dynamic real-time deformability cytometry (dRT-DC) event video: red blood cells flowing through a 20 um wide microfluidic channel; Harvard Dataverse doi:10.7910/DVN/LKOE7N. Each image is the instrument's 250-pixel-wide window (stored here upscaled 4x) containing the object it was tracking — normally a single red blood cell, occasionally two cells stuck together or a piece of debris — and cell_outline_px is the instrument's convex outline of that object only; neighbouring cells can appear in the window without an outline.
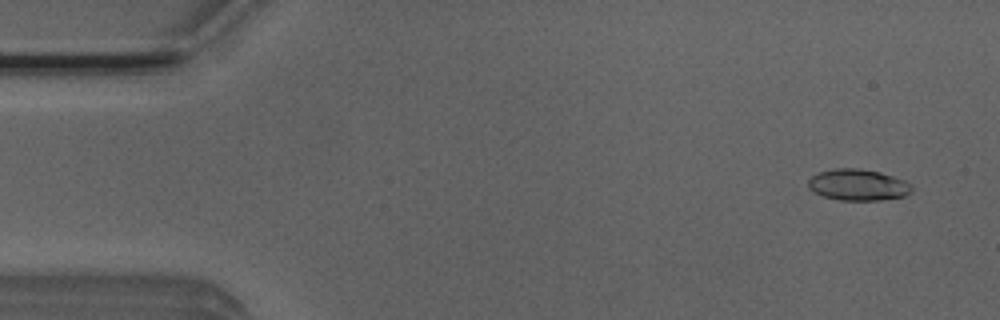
{"species": "Egyptian fruit bat (a non-hibernating species)", "species_latin": "Rousettus aegyptiacus", "temperature_condition": "room temperature", "stored_images_in_passage": 52, "camera_frame_rate_fps": 3000, "um_per_image_px": 0.085, "animal": {"sex": "male"}, "frame": {"image": 1, "passage_image": 3, "time_ms": 0.667, "image_size_px": [1000, 320], "cell_outline_px": [[912, 192], [908, 196], [880, 200], [840, 200], [824, 196], [808, 188], [808, 180], [812, 176], [820, 172], [836, 168], [856, 168], [880, 172], [904, 180], [912, 184]], "centroid_in_image_um": [72.98, 15.72], "position_along_channel_um": 12.0, "area_um2": 18.9}}
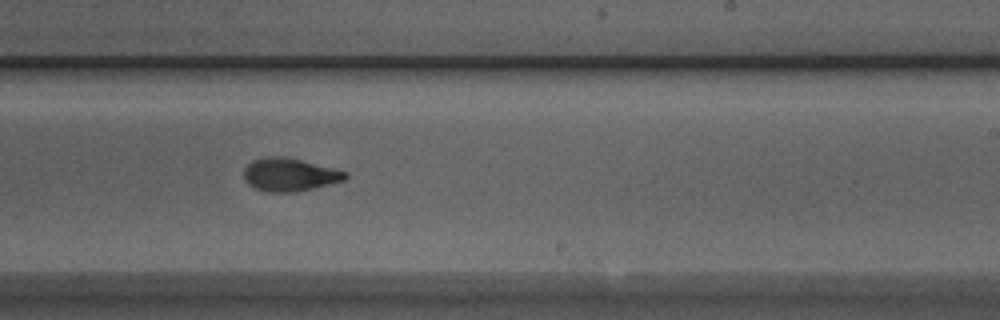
{"frame": {"image": 2, "passage_image": 31, "time_ms": 10.0, "image_size_px": [1000, 320], "cell_outline_px": [[348, 176], [344, 180], [296, 192], [264, 192], [248, 184], [244, 180], [244, 168], [252, 160], [268, 156], [284, 156], [348, 172]], "centroid_in_image_um": [24.57, 14.85], "position_along_channel_um": 264.4, "area_um2": 19.42}}
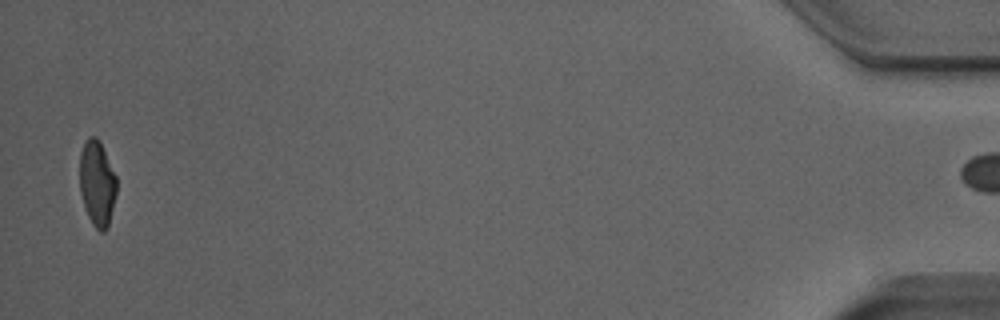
{"frame": {"image": 3, "passage_image": 51, "time_ms": 16.667, "image_size_px": [1000, 320], "cell_outline_px": [[116, 192], [108, 228], [104, 232], [100, 232], [92, 224], [84, 208], [80, 192], [80, 152], [84, 140], [88, 136], [96, 136], [100, 140], [116, 176]], "centroid_in_image_um": [8.24, 15.56], "position_along_channel_um": 427.0, "area_um2": 18.61}, "authors_computed_cell_mechanics": {"area_um2": 19.074, "velocity_mm_per_s": 3.9083, "shape_relaxation_time_tau1_ms": 4.319, "shape_relaxation_time_tau2_ms": 1.9131, "deformation_change_tau1": 0.1826, "deformation_change_tau2": 0.0776}}